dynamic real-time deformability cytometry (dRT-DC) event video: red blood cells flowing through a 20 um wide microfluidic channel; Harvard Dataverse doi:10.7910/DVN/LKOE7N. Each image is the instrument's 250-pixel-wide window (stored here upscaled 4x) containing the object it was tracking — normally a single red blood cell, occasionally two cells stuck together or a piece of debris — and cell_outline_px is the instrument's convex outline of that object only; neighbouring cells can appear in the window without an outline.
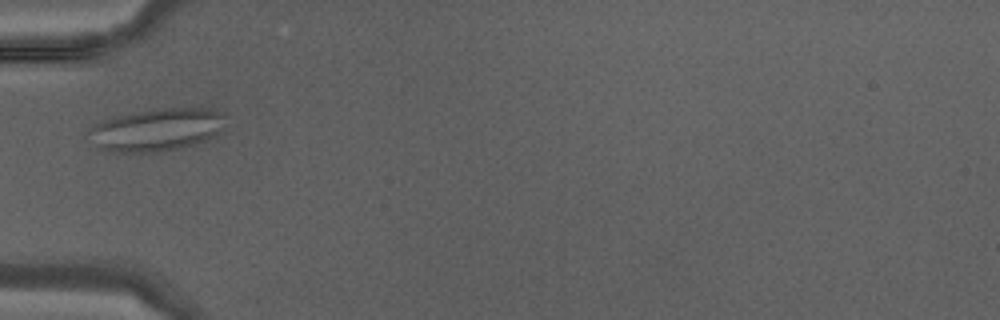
{"species": "Egyptian fruit bat (a non-hibernating species)", "species_latin": "Rousettus aegyptiacus", "temperature_condition": "warm", "stored_images_in_passage": 29, "camera_frame_rate_fps": 3000, "um_per_image_px": 0.085, "animal": {"sex": "male"}, "frame": {"image": 1, "passage_image": 1, "time_ms": 0.0, "image_size_px": [1000, 320], "cell_outline_px": [[228, 116], [220, 132], [208, 140], [180, 148], [152, 152], [112, 152], [100, 148], [88, 132], [96, 124], [104, 120], [116, 116], [164, 108], [212, 108], [224, 112]], "centroid_in_image_um": [13.44, 11.02], "position_along_channel_um": 71.6, "area_um2": 33.7}}
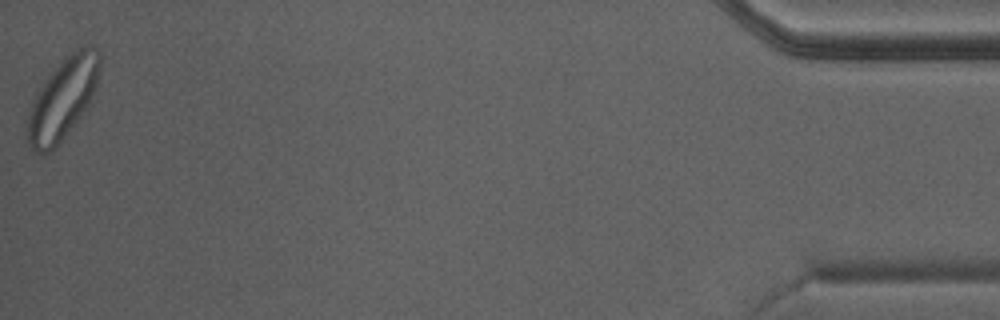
{"frame": {"image": 2, "passage_image": 29, "time_ms": 9.333, "image_size_px": [1000, 320], "cell_outline_px": [[100, 64], [96, 84], [92, 100], [80, 116], [60, 140], [44, 156], [40, 156], [32, 148], [28, 140], [28, 112], [36, 92], [44, 80], [72, 52], [88, 44], [92, 44], [100, 52]], "centroid_in_image_um": [5.34, 8.37], "position_along_channel_um": 429.9, "area_um2": 33.41}}